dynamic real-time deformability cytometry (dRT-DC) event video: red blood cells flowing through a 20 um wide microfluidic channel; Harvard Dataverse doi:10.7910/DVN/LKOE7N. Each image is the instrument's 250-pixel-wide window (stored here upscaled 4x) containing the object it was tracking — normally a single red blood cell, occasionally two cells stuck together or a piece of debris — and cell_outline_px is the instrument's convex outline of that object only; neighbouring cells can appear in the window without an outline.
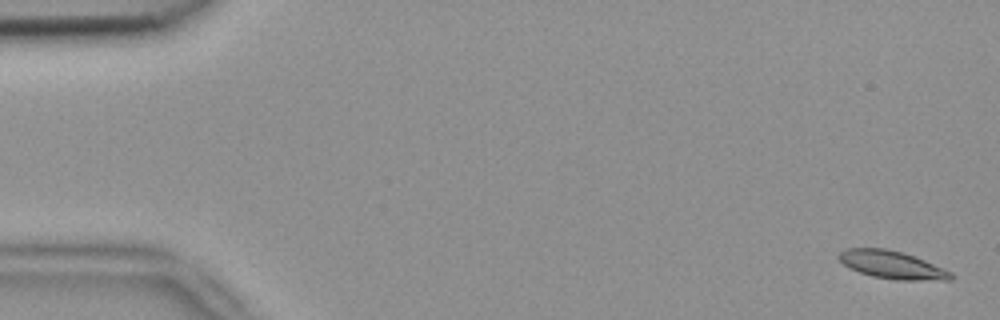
{"species": "common noctule bat (a hibernating species)", "species_latin": "Nyctalus noctula", "temperature_condition": "room temperature", "stored_images_in_passage": 5, "camera_frame_rate_fps": 3000, "um_per_image_px": 0.085, "animal": {"sex": "female", "body_mass_g": 18.4}, "frame": {"image": 1, "passage_image": 1, "time_ms": 0.0, "image_size_px": [1000, 320], "cell_outline_px": [[952, 280], [896, 280], [872, 276], [860, 272], [844, 264], [836, 256], [840, 252], [848, 248], [884, 248], [904, 252], [944, 268], [952, 272]], "centroid_in_image_um": [75.84, 22.51], "position_along_channel_um": 9.2, "area_um2": 18.09}}
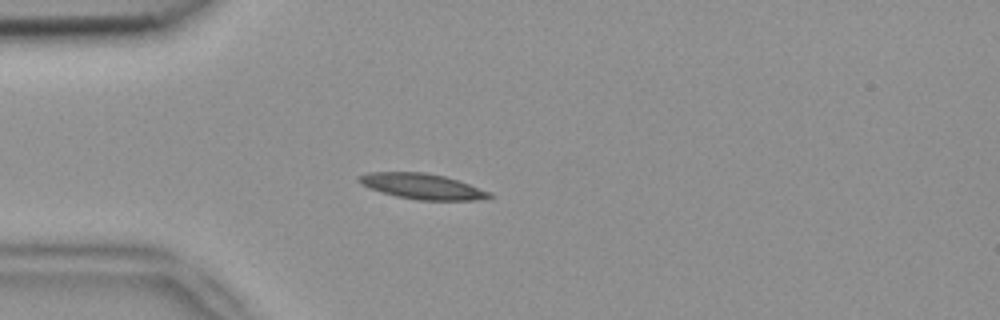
{"frame": {"image": 2, "passage_image": 5, "time_ms": 1.333, "image_size_px": [1000, 320], "cell_outline_px": [[492, 196], [476, 200], [416, 200], [396, 196], [380, 192], [368, 188], [360, 184], [356, 180], [360, 176], [368, 172], [424, 172], [444, 176], [492, 192]], "centroid_in_image_um": [35.84, 15.84], "position_along_channel_um": 49.2, "area_um2": 19.36}}